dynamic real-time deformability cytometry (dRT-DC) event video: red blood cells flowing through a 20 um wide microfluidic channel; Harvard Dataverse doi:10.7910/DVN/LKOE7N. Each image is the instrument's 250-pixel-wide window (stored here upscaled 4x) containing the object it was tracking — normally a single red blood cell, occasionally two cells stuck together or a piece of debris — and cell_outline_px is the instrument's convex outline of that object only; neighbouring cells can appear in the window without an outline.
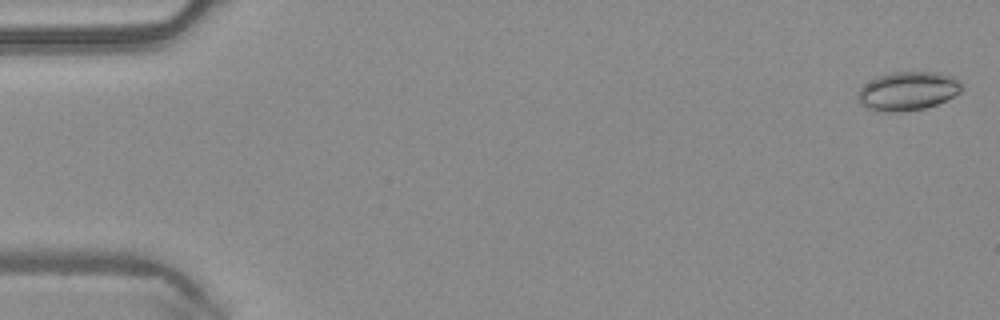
{"species": "common noctule bat (a hibernating species)", "species_latin": "Nyctalus noctula", "temperature_condition": "warm", "stored_images_in_passage": 49, "camera_frame_rate_fps": 3000, "um_per_image_px": 0.085, "animal": {"sex": "male", "body_mass_g": 20.4}, "frame": {"image": 1, "passage_image": 1, "time_ms": 0.0, "image_size_px": [1000, 320], "cell_outline_px": [[964, 88], [960, 92], [936, 104], [924, 108], [892, 112], [880, 112], [868, 108], [860, 104], [856, 96], [860, 88], [864, 84], [876, 76], [892, 72], [940, 72], [952, 76], [960, 80]], "centroid_in_image_um": [77.14, 7.72], "position_along_channel_um": 7.9, "area_um2": 23.52}}
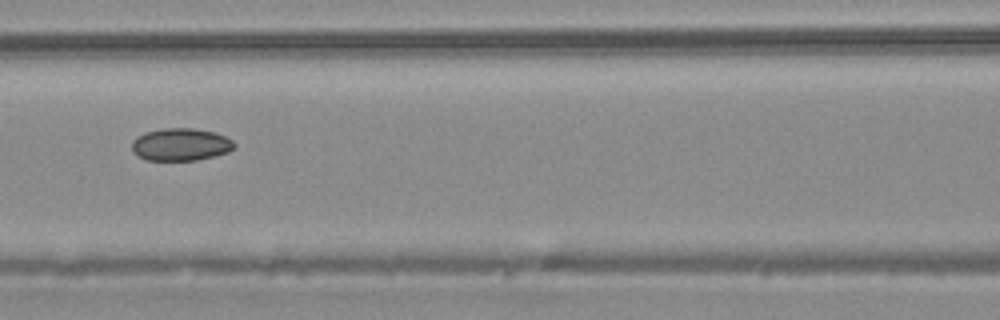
{"frame": {"image": 2, "passage_image": 22, "time_ms": 7.0, "image_size_px": [1000, 320], "cell_outline_px": [[236, 148], [228, 152], [216, 156], [196, 160], [148, 160], [136, 156], [132, 152], [132, 140], [136, 136], [148, 132], [164, 128], [196, 128], [216, 132], [232, 140], [236, 144]], "centroid_in_image_um": [15.38, 12.28], "position_along_channel_um": 151.2, "area_um2": 19.65}}
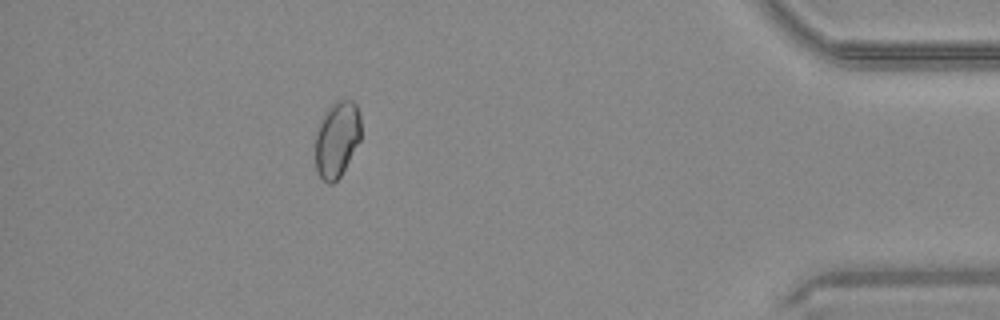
{"frame": {"image": 3, "passage_image": 44, "time_ms": 14.333, "image_size_px": [1000, 320], "cell_outline_px": [[360, 140], [340, 176], [332, 184], [328, 184], [316, 172], [316, 132], [320, 120], [324, 112], [336, 100], [352, 100], [356, 104], [360, 116]], "centroid_in_image_um": [28.63, 11.82], "position_along_channel_um": 406.6, "area_um2": 20.11}, "authors_computed_cell_mechanics": {"area_um2": 20.1144, "velocity_mm_per_s": 4.1545, "shape_relaxation_time_tau1_ms": null, "shape_relaxation_time_tau2_ms": 11.22, "deformation_change_tau1": null, "deformation_change_tau2": 0.1074}}